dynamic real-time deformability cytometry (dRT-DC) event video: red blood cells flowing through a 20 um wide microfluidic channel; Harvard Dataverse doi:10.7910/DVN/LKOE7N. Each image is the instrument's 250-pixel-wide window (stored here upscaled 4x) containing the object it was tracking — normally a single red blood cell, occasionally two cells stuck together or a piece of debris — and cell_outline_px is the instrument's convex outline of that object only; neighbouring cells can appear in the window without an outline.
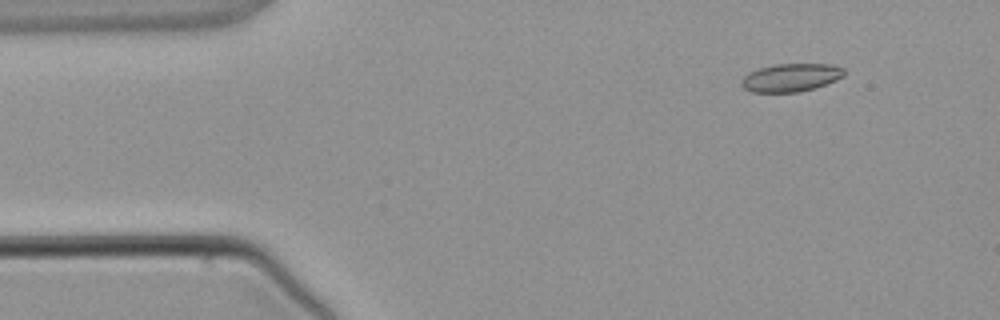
{"species": "common noctule bat (a hibernating species)", "species_latin": "Nyctalus noctula", "temperature_condition": "warm", "stored_images_in_passage": 5, "camera_frame_rate_fps": 3000, "um_per_image_px": 0.085, "animal": {"sex": "male", "body_mass_g": 21.5, "forearm_length_mm": 52.0}, "frame": {"image": 1, "passage_image": 2, "time_ms": 1.0, "image_size_px": [1000, 320], "cell_outline_px": [[844, 76], [836, 80], [800, 92], [752, 92], [744, 88], [740, 84], [740, 80], [748, 72], [772, 64], [832, 64], [844, 68]], "centroid_in_image_um": [67.19, 6.58], "position_along_channel_um": 17.8, "area_um2": 16.82}}
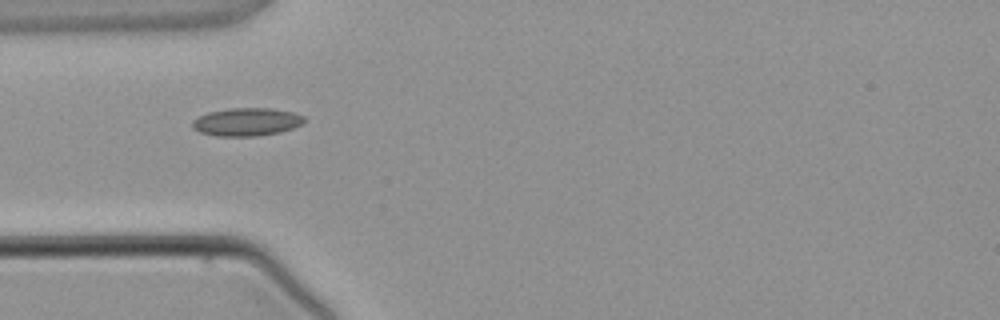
{"frame": {"image": 2, "passage_image": 4, "time_ms": 3.667, "image_size_px": [1000, 320], "cell_outline_px": [[304, 124], [280, 132], [256, 136], [216, 136], [200, 132], [192, 128], [192, 120], [208, 112], [228, 108], [268, 108], [292, 112], [304, 116]], "centroid_in_image_um": [20.95, 10.36], "position_along_channel_um": 64.0, "area_um2": 18.26}}
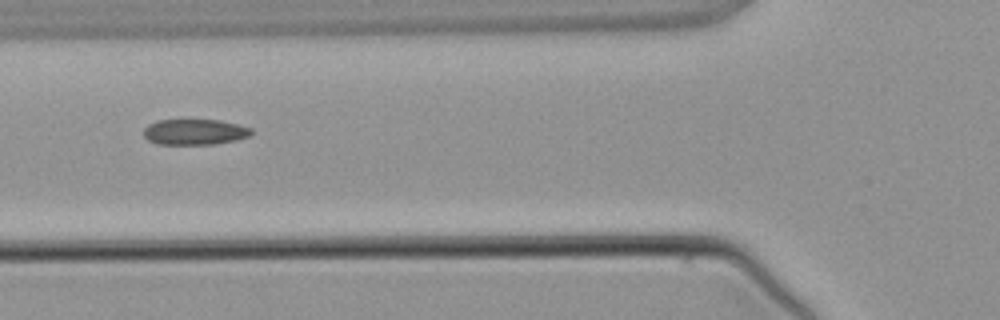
{"frame": {"image": 3, "passage_image": 5, "time_ms": 4.667, "image_size_px": [1000, 320], "cell_outline_px": [[252, 132], [248, 136], [236, 140], [216, 144], [156, 144], [148, 140], [144, 136], [144, 128], [148, 124], [156, 120], [220, 120], [252, 128]], "centroid_in_image_um": [16.52, 11.21], "position_along_channel_um": 109.3, "area_um2": 16.13}}